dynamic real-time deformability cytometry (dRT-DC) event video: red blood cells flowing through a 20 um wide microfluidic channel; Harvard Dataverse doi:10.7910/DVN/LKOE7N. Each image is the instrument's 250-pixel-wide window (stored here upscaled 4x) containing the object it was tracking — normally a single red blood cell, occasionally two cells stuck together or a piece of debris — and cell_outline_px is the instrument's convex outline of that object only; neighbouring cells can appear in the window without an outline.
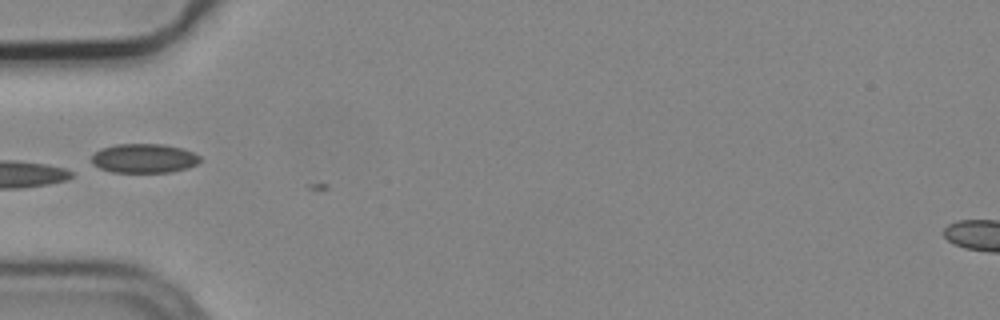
{"species": "common noctule bat (a hibernating species)", "species_latin": "Nyctalus noctula", "temperature_condition": "cold", "stored_images_in_passage": 3, "camera_frame_rate_fps": 3000, "um_per_image_px": 0.085, "animal": {"sex": "male", "body_mass_g": 19.2, "forearm_length_mm": 51.8}, "frame": {"image": 1, "passage_image": 2, "time_ms": 0.333, "image_size_px": [1000, 320], "cell_outline_px": [[200, 160], [196, 164], [188, 168], [172, 172], [112, 172], [100, 168], [92, 164], [92, 156], [100, 148], [116, 144], [164, 144], [180, 148], [192, 152], [200, 156]], "centroid_in_image_um": [12.23, 13.46], "position_along_channel_um": 72.8, "area_um2": 18.44}}